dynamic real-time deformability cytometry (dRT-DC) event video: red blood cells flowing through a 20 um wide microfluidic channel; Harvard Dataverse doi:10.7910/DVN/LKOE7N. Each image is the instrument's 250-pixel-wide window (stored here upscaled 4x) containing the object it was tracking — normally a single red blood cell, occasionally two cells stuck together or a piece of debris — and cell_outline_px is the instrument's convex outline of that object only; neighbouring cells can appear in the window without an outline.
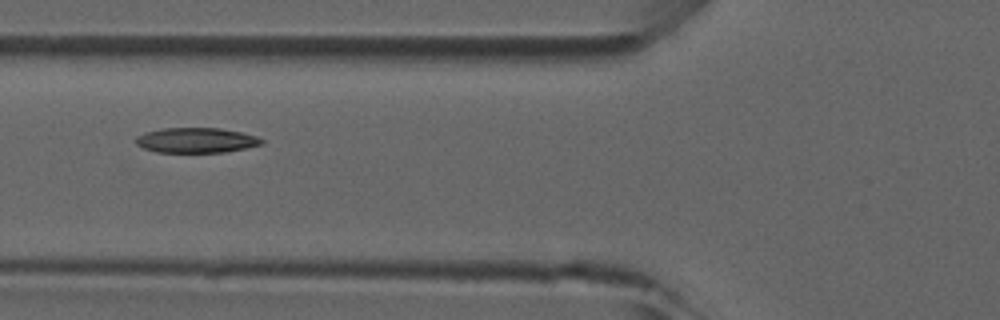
{"species": "common noctule bat (a hibernating species)", "species_latin": "Nyctalus noctula", "temperature_condition": "room temperature", "stored_images_in_passage": 36, "camera_frame_rate_fps": 3000, "um_per_image_px": 0.085, "animal": {"sex": "male", "forearm_length_mm": 52.5}, "frame": {"image": 1, "passage_image": 6, "time_ms": 1.667, "image_size_px": [1000, 320], "cell_outline_px": [[264, 144], [224, 152], [156, 152], [144, 148], [136, 144], [136, 136], [144, 132], [164, 128], [220, 128], [240, 132], [256, 136], [264, 140]], "centroid_in_image_um": [16.67, 11.92], "position_along_channel_um": 109.1, "area_um2": 18.32}}